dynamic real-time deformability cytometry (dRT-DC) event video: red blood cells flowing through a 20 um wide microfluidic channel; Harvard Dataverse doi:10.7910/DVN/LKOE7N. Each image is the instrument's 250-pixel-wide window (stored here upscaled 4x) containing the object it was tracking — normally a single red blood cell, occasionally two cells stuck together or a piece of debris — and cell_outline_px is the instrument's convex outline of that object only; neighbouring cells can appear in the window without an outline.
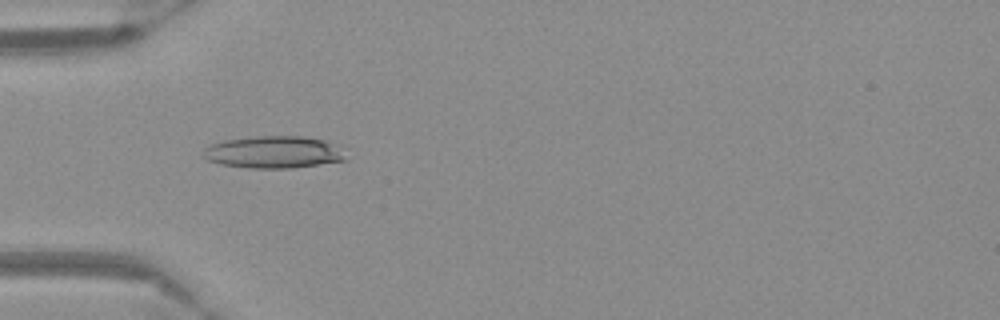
{"species": "Egyptian fruit bat (a non-hibernating species)", "species_latin": "Rousettus aegyptiacus", "temperature_condition": "warm", "stored_images_in_passage": 40, "camera_frame_rate_fps": 3000, "um_per_image_px": 0.085, "frame": {"image": 1, "passage_image": 2, "time_ms": 0.333, "image_size_px": [1000, 320], "cell_outline_px": [[344, 160], [292, 168], [248, 168], [220, 164], [208, 160], [204, 156], [204, 148], [212, 144], [224, 140], [256, 136], [300, 136], [324, 140]], "centroid_in_image_um": [23.08, 12.94], "position_along_channel_um": 61.9, "area_um2": 25.72}}
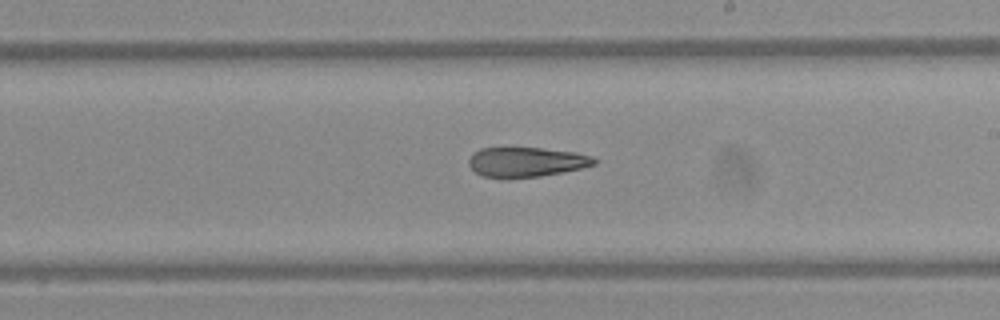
{"frame": {"image": 2, "passage_image": 17, "time_ms": 5.333, "image_size_px": [1000, 320], "cell_outline_px": [[600, 160], [596, 164], [564, 172], [540, 176], [508, 180], [484, 176], [476, 172], [468, 164], [468, 160], [480, 148], [540, 148], [576, 152], [592, 156]], "centroid_in_image_um": [44.77, 13.79], "position_along_channel_um": 244.2, "area_um2": 22.02}}
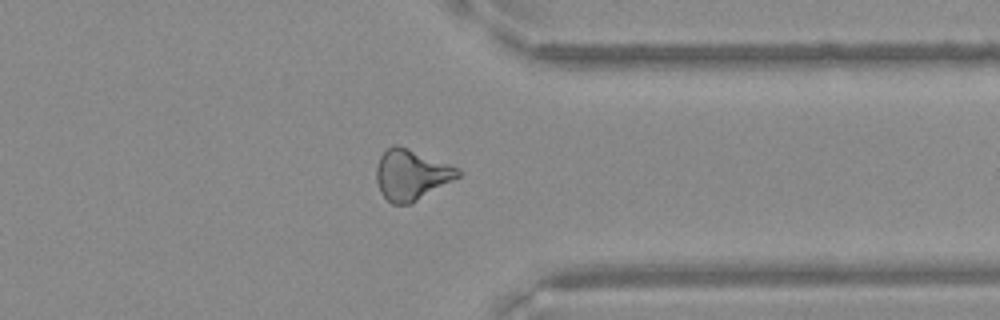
{"frame": {"image": 3, "passage_image": 28, "time_ms": 9.0, "image_size_px": [1000, 320], "cell_outline_px": [[464, 172], [460, 176], [412, 204], [392, 204], [380, 192], [376, 180], [376, 168], [380, 156], [392, 144], [396, 144], [408, 148], [452, 164], [460, 168]], "centroid_in_image_um": [34.99, 14.85], "position_along_channel_um": 376.4, "area_um2": 24.33}}